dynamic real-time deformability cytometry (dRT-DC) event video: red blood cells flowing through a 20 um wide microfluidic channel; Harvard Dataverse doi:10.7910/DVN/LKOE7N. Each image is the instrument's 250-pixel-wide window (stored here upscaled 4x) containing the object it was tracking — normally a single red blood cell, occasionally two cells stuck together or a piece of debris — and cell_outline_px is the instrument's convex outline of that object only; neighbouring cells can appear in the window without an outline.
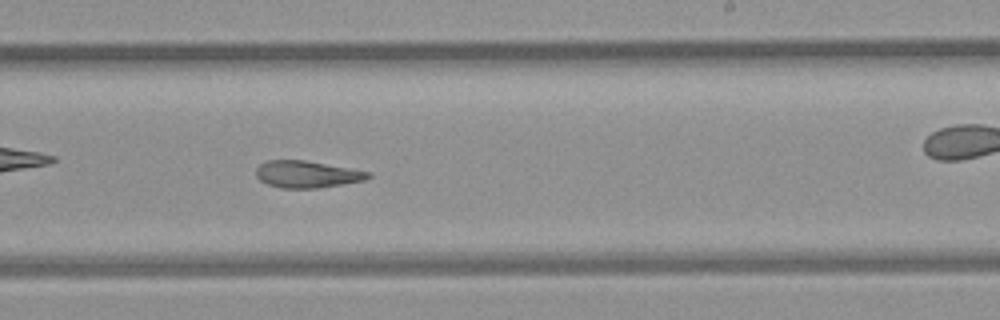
{"species": "common noctule bat (a hibernating species)", "species_latin": "Nyctalus noctula", "temperature_condition": "room temperature", "stored_images_in_passage": 40, "camera_frame_rate_fps": 3000, "um_per_image_px": 0.085, "animal": {"sex": "female", "body_mass_g": 21.9}, "frame": {"image": 1, "passage_image": 18, "time_ms": 5.667, "image_size_px": [1000, 320], "cell_outline_px": [[372, 176], [364, 180], [316, 188], [280, 188], [268, 184], [260, 180], [256, 176], [256, 168], [260, 164], [268, 160], [304, 160], [372, 172]], "centroid_in_image_um": [26.08, 14.81], "position_along_channel_um": 262.9, "area_um2": 17.46}, "authors_computed_cell_mechanics": {"area_um2": 19.1318, "velocity_mm_per_s": 3.8534, "shape_relaxation_time_tau1_ms": null, "shape_relaxation_time_tau2_ms": 8.6709, "deformation_change_tau1": null, "deformation_change_tau2": 0.1881}}